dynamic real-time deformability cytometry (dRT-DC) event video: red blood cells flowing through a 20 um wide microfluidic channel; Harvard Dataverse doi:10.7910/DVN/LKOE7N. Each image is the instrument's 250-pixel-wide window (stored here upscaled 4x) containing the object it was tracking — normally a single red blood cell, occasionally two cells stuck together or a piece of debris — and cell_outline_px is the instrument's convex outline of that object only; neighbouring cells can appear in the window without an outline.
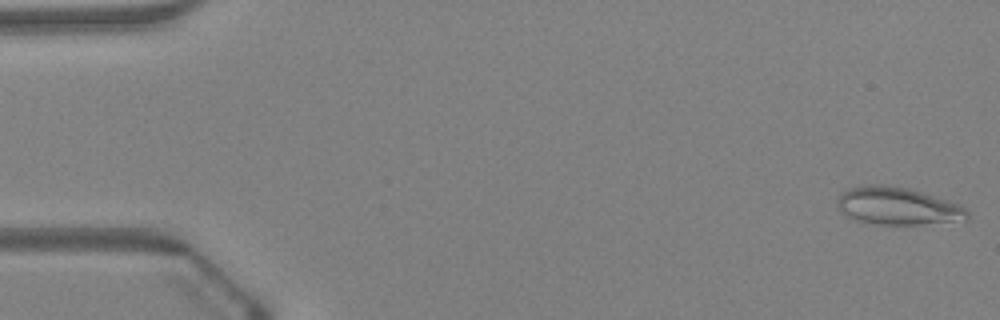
{"species": "Egyptian fruit bat (a non-hibernating species)", "species_latin": "Rousettus aegyptiacus", "temperature_condition": "warm", "stored_images_in_passage": 47, "camera_frame_rate_fps": 3000, "um_per_image_px": 0.085, "animal": {"sex": "female"}, "frame": {"image": 1, "passage_image": 1, "time_ms": 0.0, "image_size_px": [1000, 320], "cell_outline_px": [[968, 220], [916, 224], [876, 224], [856, 220], [848, 216], [836, 204], [836, 200], [844, 192], [852, 188], [876, 184], [908, 188], [960, 204], [968, 212]], "centroid_in_image_um": [76.33, 17.52], "position_along_channel_um": 8.7, "area_um2": 27.8}}
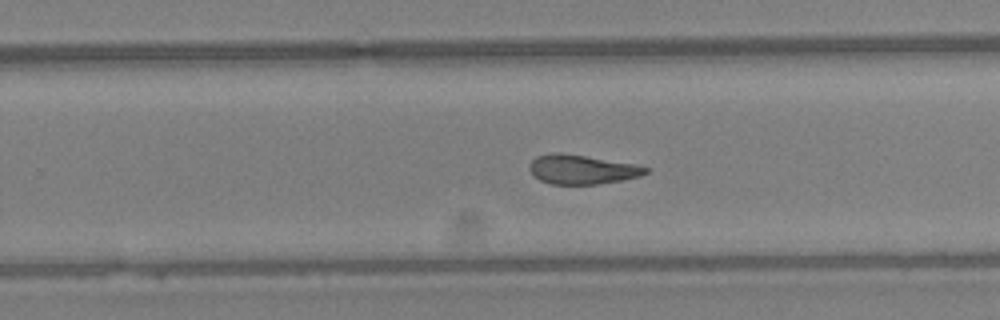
{"frame": {"image": 2, "passage_image": 30, "time_ms": 9.667, "image_size_px": [1000, 320], "cell_outline_px": [[648, 172], [640, 176], [620, 180], [596, 184], [552, 184], [540, 180], [528, 168], [528, 164], [536, 156], [552, 152], [560, 152], [636, 164], [648, 168]], "centroid_in_image_um": [49.44, 14.39], "position_along_channel_um": 280.4, "area_um2": 19.71}}
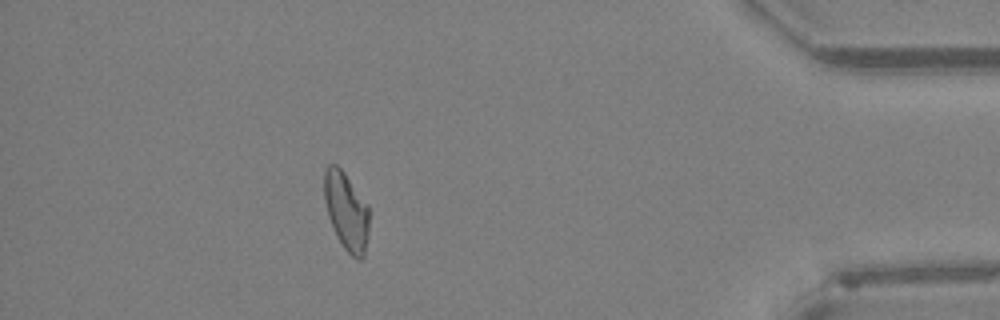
{"frame": {"image": 3, "passage_image": 42, "time_ms": 13.667, "image_size_px": [1000, 320], "cell_outline_px": [[368, 236], [364, 256], [360, 260], [356, 260], [344, 248], [328, 216], [324, 200], [324, 168], [328, 164], [336, 164], [344, 172], [368, 204]], "centroid_in_image_um": [29.44, 17.92], "position_along_channel_um": 405.8, "area_um2": 20.35}, "authors_computed_cell_mechanics": {"area_um2": 21.2704, "velocity_mm_per_s": 4.3204, "shape_relaxation_time_tau1_ms": null, "shape_relaxation_time_tau2_ms": 1.7909, "deformation_change_tau1": null, "deformation_change_tau2": 0.1057}}